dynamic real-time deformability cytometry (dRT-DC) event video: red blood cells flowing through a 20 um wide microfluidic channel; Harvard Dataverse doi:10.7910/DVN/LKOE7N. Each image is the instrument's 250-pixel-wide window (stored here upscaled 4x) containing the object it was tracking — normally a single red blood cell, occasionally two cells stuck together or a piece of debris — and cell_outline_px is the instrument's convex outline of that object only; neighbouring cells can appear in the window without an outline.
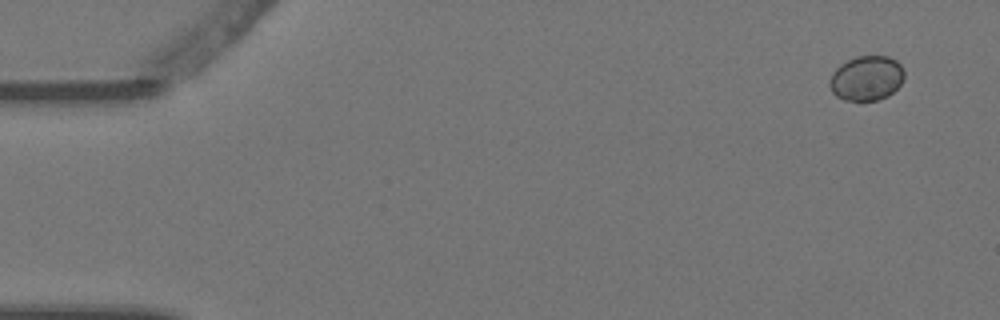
{"species": "Egyptian fruit bat (a non-hibernating species)", "species_latin": "Rousettus aegyptiacus", "temperature_condition": "warm", "stored_images_in_passage": 4, "camera_frame_rate_fps": 3000, "um_per_image_px": 0.085, "animal": {"sex": "female"}, "frame": {"image": 1, "passage_image": 1, "time_ms": 0.0, "image_size_px": [1000, 320], "cell_outline_px": [[904, 80], [888, 96], [876, 100], [844, 100], [836, 96], [832, 92], [828, 84], [828, 80], [832, 72], [840, 64], [856, 56], [888, 56], [896, 60], [904, 68]], "centroid_in_image_um": [73.64, 6.64], "position_along_channel_um": 11.4, "area_um2": 19.65}}
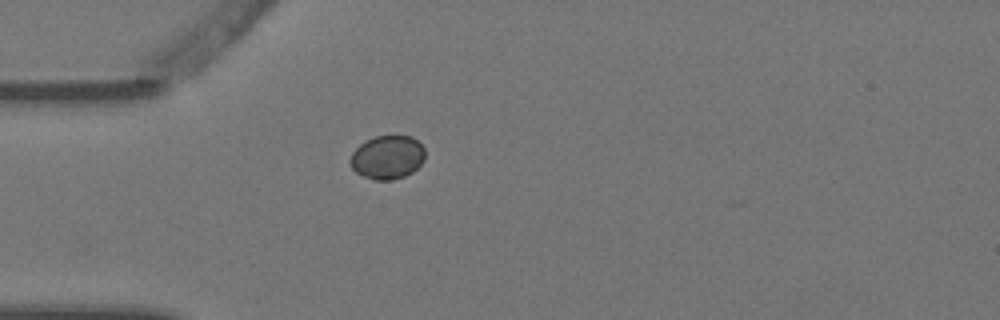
{"frame": {"image": 2, "passage_image": 4, "time_ms": 1.0, "image_size_px": [1000, 320], "cell_outline_px": [[424, 160], [412, 172], [404, 176], [392, 180], [372, 180], [356, 172], [352, 168], [348, 160], [352, 152], [360, 144], [376, 136], [412, 136], [424, 148]], "centroid_in_image_um": [32.91, 13.38], "position_along_channel_um": 52.1, "area_um2": 18.96}}